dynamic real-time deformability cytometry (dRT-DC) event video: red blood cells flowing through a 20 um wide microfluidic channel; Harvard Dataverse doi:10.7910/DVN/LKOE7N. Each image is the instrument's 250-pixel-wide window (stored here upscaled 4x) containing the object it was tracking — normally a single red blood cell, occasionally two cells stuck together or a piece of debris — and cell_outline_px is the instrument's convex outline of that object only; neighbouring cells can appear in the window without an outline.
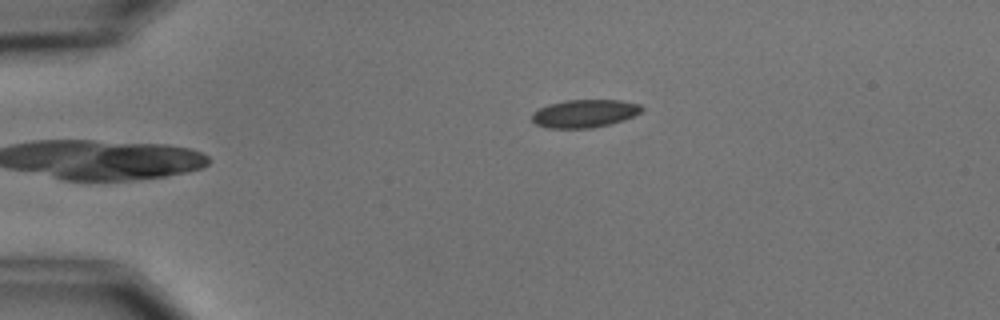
{"species": "common noctule bat (a hibernating species)", "species_latin": "Nyctalus noctula", "temperature_condition": "cold", "stored_images_in_passage": 5, "camera_frame_rate_fps": 3000, "um_per_image_px": 0.085, "animal": {"sex": "male", "body_mass_g": 15.6}, "frame": {"image": 1, "passage_image": 5, "time_ms": 5.333, "image_size_px": [1000, 320], "cell_outline_px": [[644, 108], [640, 112], [624, 120], [592, 128], [548, 128], [536, 124], [532, 120], [532, 112], [548, 104], [564, 100], [620, 100], [640, 104]], "centroid_in_image_um": [49.67, 9.64], "position_along_channel_um": 35.3, "area_um2": 17.86}}